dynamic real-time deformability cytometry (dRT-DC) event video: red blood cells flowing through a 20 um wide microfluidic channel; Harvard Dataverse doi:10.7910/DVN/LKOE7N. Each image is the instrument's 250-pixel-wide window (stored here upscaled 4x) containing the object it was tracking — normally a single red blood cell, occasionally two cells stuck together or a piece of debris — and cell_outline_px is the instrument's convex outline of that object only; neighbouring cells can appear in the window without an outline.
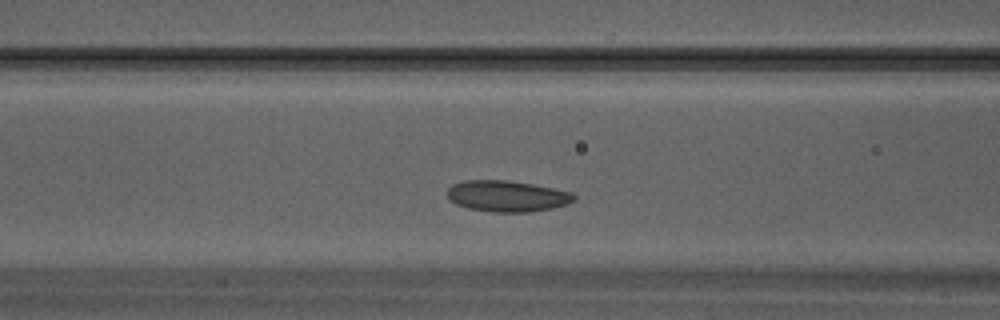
{"species": "Egyptian fruit bat (a non-hibernating species)", "species_latin": "Rousettus aegyptiacus", "temperature_condition": "warm", "stored_images_in_passage": 28, "segment_of_instrument_passage": [1, 2], "camera_frame_rate_fps": 3000, "um_per_image_px": 0.085, "animal": {"sex": "male"}, "frame": {"image": 1, "passage_image": 8, "time_ms": 2.333, "image_size_px": [1000, 320], "cell_outline_px": [[576, 196], [572, 200], [564, 204], [552, 208], [528, 212], [492, 212], [468, 208], [456, 204], [448, 196], [448, 188], [452, 184], [464, 180], [504, 180], [532, 184], [572, 192]], "centroid_in_image_um": [43.07, 16.66], "position_along_channel_um": 123.5, "area_um2": 22.72}}
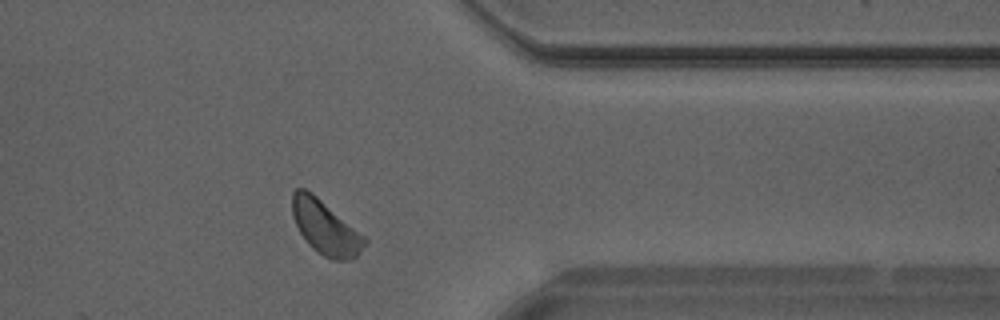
{"frame": {"image": 2, "passage_image": 21, "time_ms": 6.667, "image_size_px": [1000, 320], "cell_outline_px": [[368, 240], [356, 256], [352, 260], [332, 260], [316, 252], [308, 244], [300, 232], [292, 216], [292, 192], [296, 188], [304, 188], [312, 192], [364, 236]], "centroid_in_image_um": [27.63, 19.34], "position_along_channel_um": 383.8, "area_um2": 22.54}}
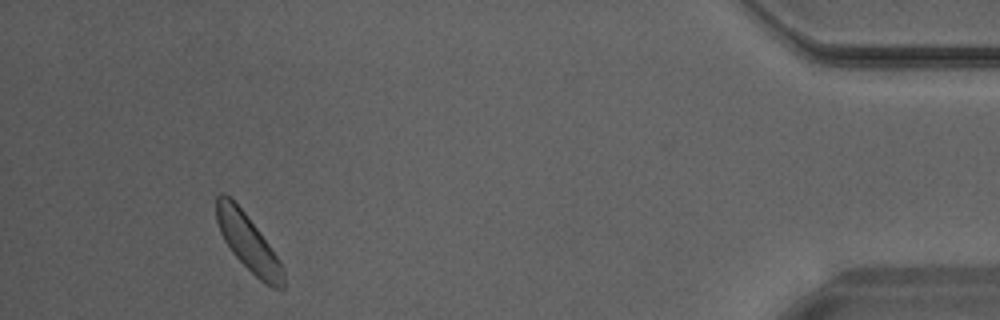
{"frame": {"image": 3, "passage_image": 25, "time_ms": 8.0, "image_size_px": [1000, 320], "cell_outline_px": [[284, 288], [272, 288], [260, 280], [232, 252], [224, 240], [220, 232], [216, 220], [216, 196], [220, 192], [224, 192], [244, 212], [268, 244], [276, 256], [284, 272]], "centroid_in_image_um": [21.06, 20.61], "position_along_channel_um": 414.1, "area_um2": 21.39}}